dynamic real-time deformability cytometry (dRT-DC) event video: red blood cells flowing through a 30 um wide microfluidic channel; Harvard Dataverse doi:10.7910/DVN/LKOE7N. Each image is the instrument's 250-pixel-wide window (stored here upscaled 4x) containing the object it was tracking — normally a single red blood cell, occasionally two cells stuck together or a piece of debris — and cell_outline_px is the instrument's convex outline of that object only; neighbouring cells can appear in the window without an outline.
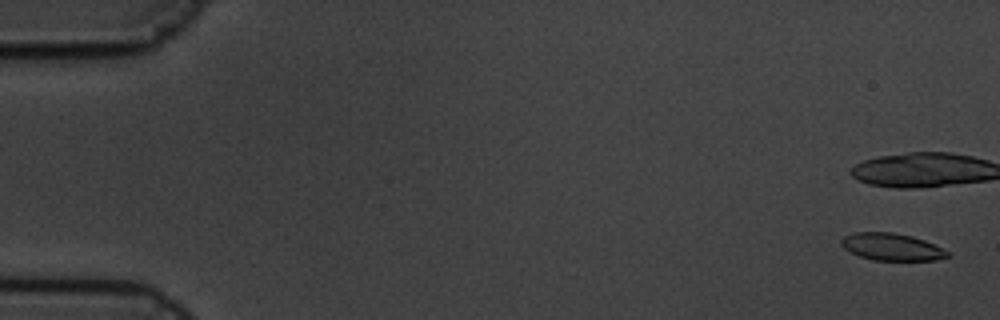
{"species": "common noctule bat (a hibernating species)", "species_latin": "Nyctalus noctula", "temperature_condition": "cold", "stored_images_in_passage": 8, "camera_frame_rate_fps": 3000, "um_per_image_px": 0.085, "animal": {"sex": "male", "body_mass_g": 19.5, "forearm_length_mm": 54.6}, "frame": {"image": 1, "passage_image": 1, "time_ms": 0.0, "image_size_px": [1000, 320], "cell_outline_px": [[952, 256], [936, 260], [872, 260], [860, 256], [844, 248], [840, 244], [840, 240], [844, 236], [856, 232], [892, 232], [912, 236], [924, 240], [948, 252]], "centroid_in_image_um": [75.78, 20.98], "position_along_channel_um": 9.2, "area_um2": 16.7}}
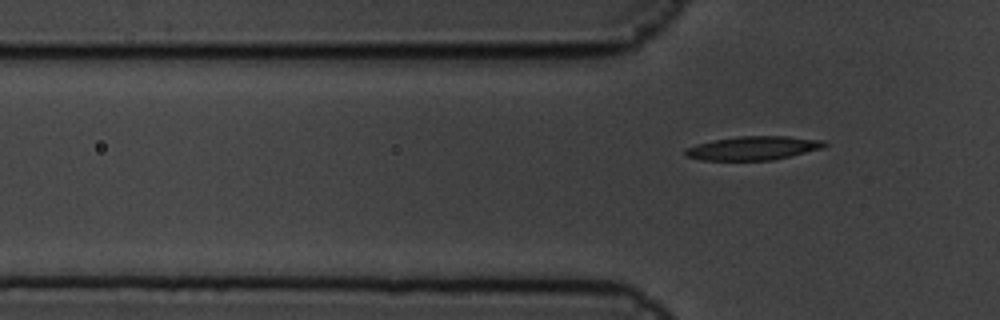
{"frame": {"image": 2, "passage_image": 8, "time_ms": 2.333, "image_size_px": [1000, 320], "cell_outline_px": [[828, 144], [824, 148], [772, 160], [700, 160], [684, 156], [684, 148], [696, 144], [716, 140], [740, 136], [788, 136], [824, 140]], "centroid_in_image_um": [64.02, 12.59], "position_along_channel_um": 61.8, "area_um2": 19.31}}